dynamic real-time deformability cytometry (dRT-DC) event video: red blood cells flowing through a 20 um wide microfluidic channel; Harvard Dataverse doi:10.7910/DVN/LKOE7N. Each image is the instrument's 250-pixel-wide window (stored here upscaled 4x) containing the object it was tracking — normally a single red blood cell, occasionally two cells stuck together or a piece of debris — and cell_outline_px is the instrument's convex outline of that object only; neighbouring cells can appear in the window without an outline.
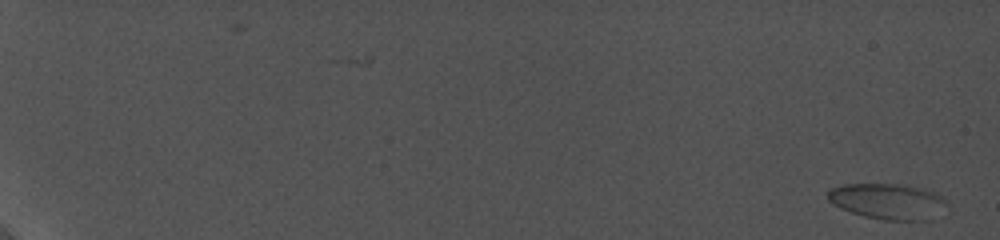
{"species": "common noctule bat (a hibernating species)", "species_latin": "Nyctalus noctula", "temperature_condition": "cold", "stored_images_in_passage": 48, "camera_frame_rate_fps": 5000, "um_per_image_px": 0.085, "animal": {"sex": "female", "body_mass_g": 19.0, "forearm_length_mm": 56.7}, "frame": {"image": 1, "passage_image": 1, "time_ms": 0.0, "image_size_px": [1000, 240], "cell_outline_px": [[948, 204], [924, 220], [884, 220], [864, 216], [840, 208], [832, 204], [828, 200], [828, 192], [832, 188], [844, 184], [908, 184], [924, 188], [936, 192], [944, 196]], "centroid_in_image_um": [75.45, 17.08], "position_along_channel_um": 9.6, "area_um2": 24.68}}
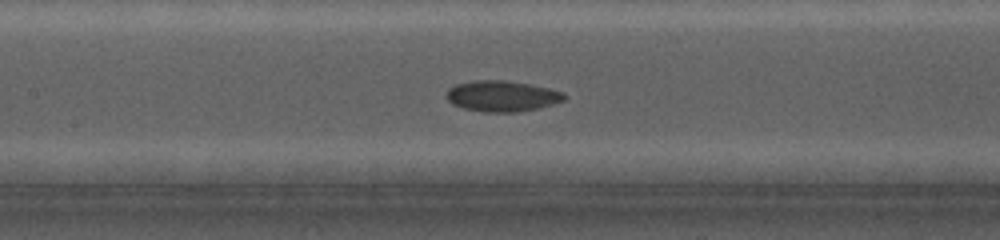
{"frame": {"image": 2, "passage_image": 28, "time_ms": 11.6, "image_size_px": [1000, 240], "cell_outline_px": [[568, 96], [564, 100], [540, 108], [516, 112], [484, 112], [464, 108], [452, 104], [444, 96], [448, 88], [456, 84], [472, 80], [508, 80], [548, 88], [564, 92]], "centroid_in_image_um": [42.65, 8.16], "position_along_channel_um": 164.7, "area_um2": 21.39}}
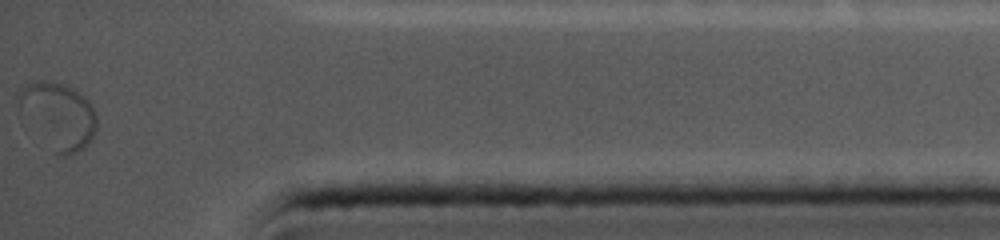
{"frame": {"image": 3, "passage_image": 48, "time_ms": 19.4, "image_size_px": [1000, 240], "cell_outline_px": [[96, 132], [88, 144], [84, 148], [68, 156], [60, 156], [52, 152], [20, 108], [20, 88], [36, 80], [48, 80], [64, 84], [72, 88], [84, 96], [92, 104], [96, 112]], "centroid_in_image_um": [5.02, 9.83], "position_along_channel_um": 430.2, "area_um2": 29.77}}